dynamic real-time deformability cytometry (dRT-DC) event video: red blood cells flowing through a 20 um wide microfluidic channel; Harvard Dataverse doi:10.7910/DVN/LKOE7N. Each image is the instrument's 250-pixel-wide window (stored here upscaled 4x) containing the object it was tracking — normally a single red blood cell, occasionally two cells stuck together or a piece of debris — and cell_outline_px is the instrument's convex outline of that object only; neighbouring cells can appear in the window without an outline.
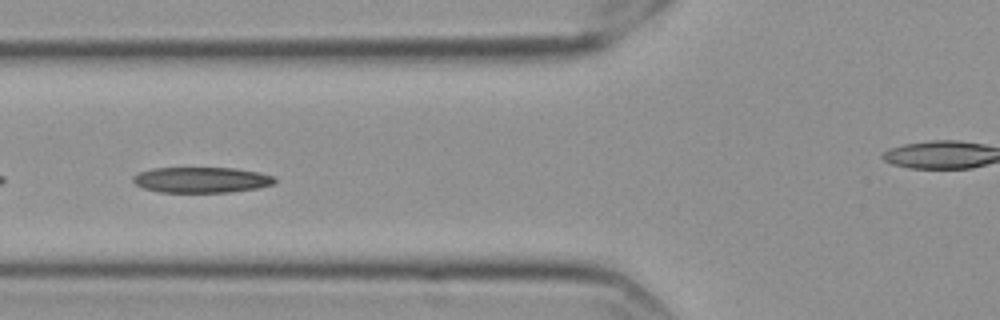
{"species": "Egyptian fruit bat (a non-hibernating species)", "species_latin": "Rousettus aegyptiacus", "temperature_condition": "cold", "stored_images_in_passage": 41, "camera_frame_rate_fps": 3000, "um_per_image_px": 0.085, "frame": {"image": 1, "passage_image": 5, "time_ms": 1.333, "image_size_px": [1000, 320], "cell_outline_px": [[276, 184], [256, 188], [228, 192], [160, 192], [144, 188], [136, 184], [132, 180], [132, 176], [140, 172], [152, 168], [236, 168], [260, 172], [276, 176]], "centroid_in_image_um": [17.16, 15.28], "position_along_channel_um": 108.6, "area_um2": 21.27}}
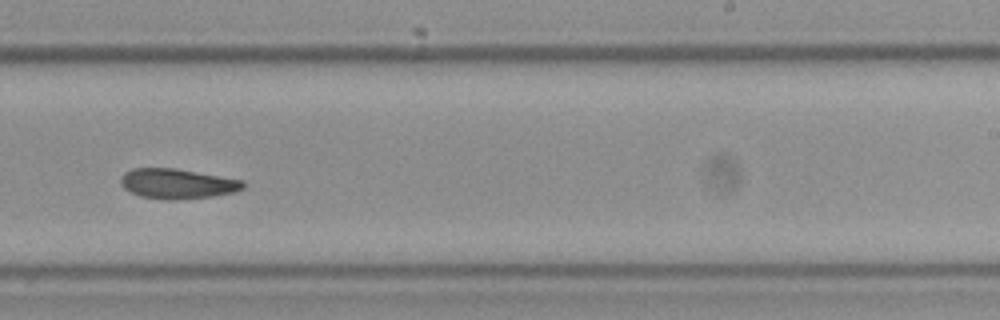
{"frame": {"image": 2, "passage_image": 19, "time_ms": 6.0, "image_size_px": [1000, 320], "cell_outline_px": [[244, 188], [232, 192], [212, 196], [172, 200], [140, 196], [124, 188], [120, 184], [120, 176], [124, 172], [132, 168], [176, 168], [244, 180]], "centroid_in_image_um": [15.04, 15.6], "position_along_channel_um": 274.0, "area_um2": 21.33}}
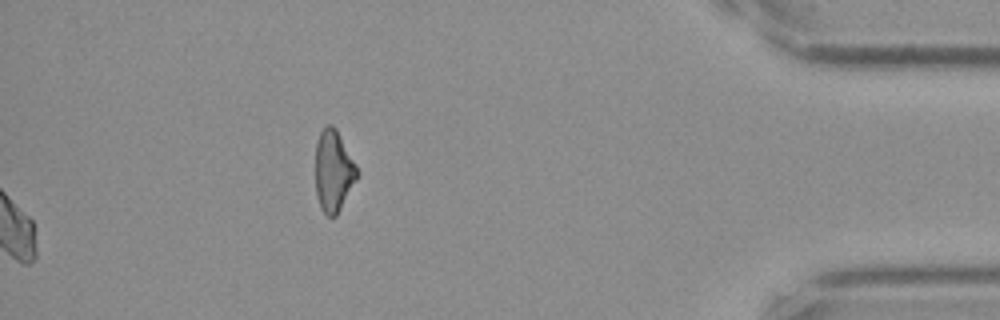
{"frame": {"image": 3, "passage_image": 41, "time_ms": 13.333, "image_size_px": [1000, 320], "cell_outline_px": [[360, 176], [336, 216], [328, 216], [320, 208], [316, 196], [316, 144], [320, 132], [328, 124], [332, 124], [336, 128], [356, 164]], "centroid_in_image_um": [28.36, 14.55], "position_along_channel_um": 406.8, "area_um2": 19.94}, "authors_computed_cell_mechanics": {"area_um2": 21.097, "velocity_mm_per_s": 3.5377, "shape_relaxation_time_tau1_ms": 8.4952, "shape_relaxation_time_tau2_ms": 3.9859, "deformation_change_tau1": 0.1894, "deformation_change_tau2": 0.1002}}